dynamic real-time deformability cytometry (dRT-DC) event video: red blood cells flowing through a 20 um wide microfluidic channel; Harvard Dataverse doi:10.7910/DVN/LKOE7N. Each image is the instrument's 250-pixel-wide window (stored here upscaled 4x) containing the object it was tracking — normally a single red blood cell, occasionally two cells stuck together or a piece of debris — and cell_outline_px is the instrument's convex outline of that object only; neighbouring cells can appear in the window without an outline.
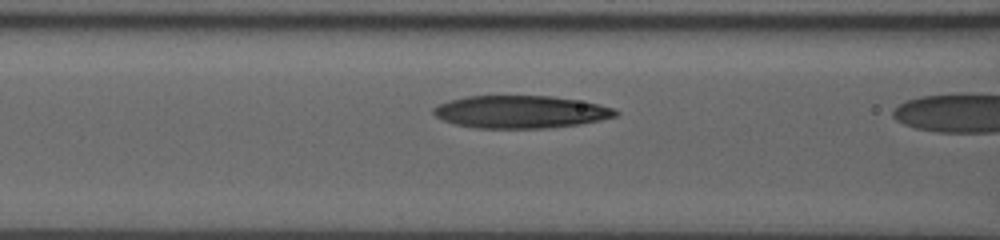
{"species": "human", "species_latin": "Homo sapiens", "temperature_condition": "room temperature", "stored_images_in_passage": 14, "segment_of_instrument_passage": [2, 2], "camera_frame_rate_fps": 3000, "um_per_image_px": 0.085, "donor": {"sex": "male"}, "frame": {"image": 1, "passage_image": 13, "time_ms": 4.0, "image_size_px": [1000, 240], "cell_outline_px": [[620, 112], [616, 116], [600, 120], [580, 124], [548, 128], [476, 128], [456, 124], [444, 120], [436, 116], [432, 112], [432, 108], [440, 104], [452, 100], [468, 96], [552, 96], [600, 104], [612, 108]], "centroid_in_image_um": [44.27, 9.51], "position_along_channel_um": 122.3, "area_um2": 34.39}}